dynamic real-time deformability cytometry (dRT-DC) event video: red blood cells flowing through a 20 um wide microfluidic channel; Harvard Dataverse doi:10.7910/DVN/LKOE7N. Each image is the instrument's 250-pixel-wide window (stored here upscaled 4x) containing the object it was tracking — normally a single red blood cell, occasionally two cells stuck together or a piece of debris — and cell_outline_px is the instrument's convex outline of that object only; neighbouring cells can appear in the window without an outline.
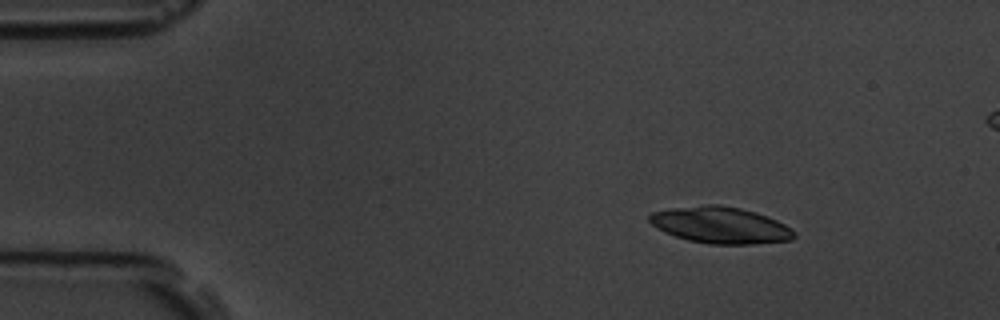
{"species": "common noctule bat (a hibernating species)", "species_latin": "Nyctalus noctula", "temperature_condition": "room temperature", "stored_images_in_passage": 10, "camera_frame_rate_fps": 3000, "um_per_image_px": 0.085, "animal": {"sex": "male", "body_mass_g": 19.5, "forearm_length_mm": 54.6}, "frame": {"image": 1, "passage_image": 2, "time_ms": 1.333, "image_size_px": [1000, 320], "cell_outline_px": [[796, 236], [792, 240], [752, 244], [708, 244], [688, 240], [664, 232], [656, 228], [648, 220], [648, 216], [652, 212], [672, 208], [708, 204], [720, 204], [740, 208], [756, 212], [776, 220], [784, 224], [796, 232]], "centroid_in_image_um": [61.24, 19.14], "position_along_channel_um": 23.8, "area_um2": 30.87}}